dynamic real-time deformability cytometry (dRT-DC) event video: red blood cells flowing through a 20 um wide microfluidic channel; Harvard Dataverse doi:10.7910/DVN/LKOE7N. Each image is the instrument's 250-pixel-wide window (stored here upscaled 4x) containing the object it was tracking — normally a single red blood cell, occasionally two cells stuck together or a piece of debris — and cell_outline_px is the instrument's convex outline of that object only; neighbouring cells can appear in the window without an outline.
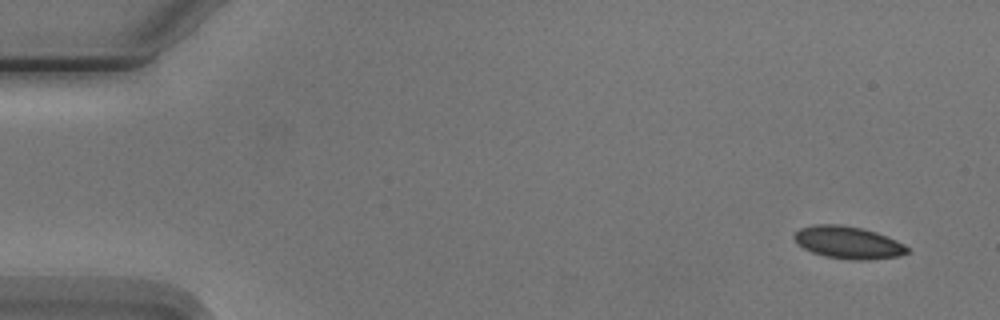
{"species": "Egyptian fruit bat (a non-hibernating species)", "species_latin": "Rousettus aegyptiacus", "temperature_condition": "cold", "stored_images_in_passage": 5, "camera_frame_rate_fps": 3000, "um_per_image_px": 0.085, "animal": {"sex": "male"}, "frame": {"image": 1, "passage_image": 1, "time_ms": 0.0, "image_size_px": [1000, 320], "cell_outline_px": [[908, 252], [900, 256], [868, 260], [848, 260], [824, 256], [812, 252], [796, 244], [792, 236], [800, 228], [812, 224], [840, 224], [864, 228], [876, 232], [896, 240], [904, 244], [908, 248]], "centroid_in_image_um": [72.06, 20.61], "position_along_channel_um": 12.9, "area_um2": 21.62}}
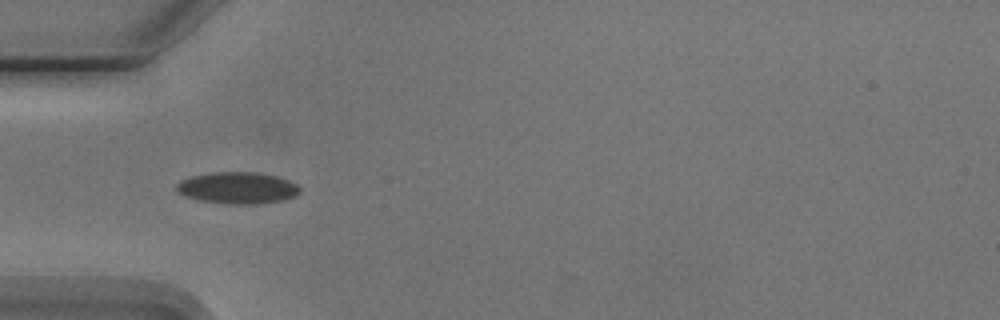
{"frame": {"image": 2, "passage_image": 5, "time_ms": 4.667, "image_size_px": [1000, 320], "cell_outline_px": [[300, 192], [284, 200], [260, 204], [228, 204], [200, 200], [184, 196], [176, 192], [176, 184], [180, 180], [188, 176], [212, 172], [256, 172], [276, 176], [288, 180], [296, 184], [300, 188]], "centroid_in_image_um": [20.14, 15.97], "position_along_channel_um": 64.9, "area_um2": 22.95}}